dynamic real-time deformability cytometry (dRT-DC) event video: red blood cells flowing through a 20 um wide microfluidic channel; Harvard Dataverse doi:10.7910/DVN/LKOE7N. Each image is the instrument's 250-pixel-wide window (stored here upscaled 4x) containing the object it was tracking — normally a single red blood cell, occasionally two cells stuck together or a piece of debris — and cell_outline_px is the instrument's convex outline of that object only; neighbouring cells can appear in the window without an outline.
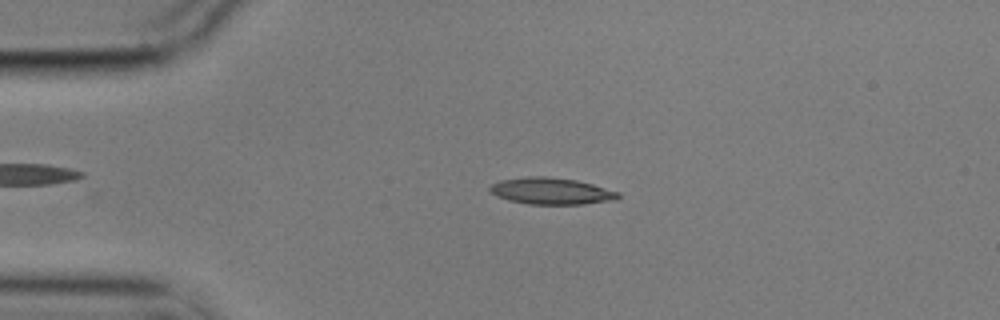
{"species": "common noctule bat (a hibernating species)", "species_latin": "Nyctalus noctula", "temperature_condition": "cold", "stored_images_in_passage": 43, "camera_frame_rate_fps": 3000, "um_per_image_px": 0.085, "animal": {"sex": "male", "body_mass_g": 17.9}, "frame": {"image": 1, "passage_image": 10, "time_ms": 3.0, "image_size_px": [1000, 320], "cell_outline_px": [[620, 196], [616, 200], [584, 204], [528, 204], [508, 200], [496, 196], [488, 188], [492, 184], [500, 180], [528, 176], [548, 176], [576, 180], [592, 184], [620, 192]], "centroid_in_image_um": [46.87, 16.24], "position_along_channel_um": 38.1, "area_um2": 20.0}}
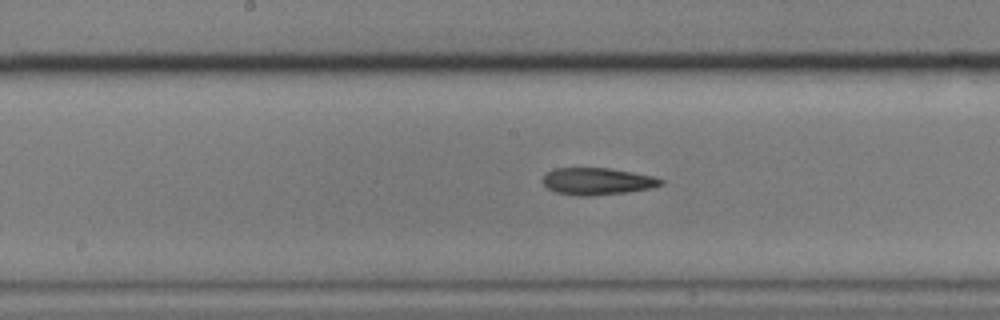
{"frame": {"image": 2, "passage_image": 26, "time_ms": 8.333, "image_size_px": [1000, 320], "cell_outline_px": [[664, 184], [652, 188], [628, 192], [592, 196], [576, 196], [556, 192], [548, 188], [540, 180], [552, 168], [612, 168], [656, 176], [664, 180]], "centroid_in_image_um": [50.81, 15.41], "position_along_channel_um": 197.4, "area_um2": 18.96}}
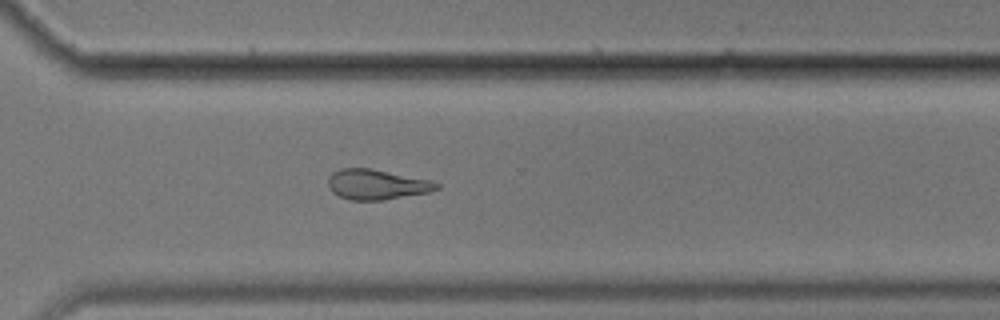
{"frame": {"image": 3, "passage_image": 38, "time_ms": 12.333, "image_size_px": [1000, 320], "cell_outline_px": [[440, 188], [428, 192], [384, 200], [348, 200], [332, 192], [328, 188], [328, 176], [332, 172], [340, 168], [372, 168], [428, 180], [440, 184]], "centroid_in_image_um": [31.97, 15.68], "position_along_channel_um": 338.6, "area_um2": 19.07}, "authors_computed_cell_mechanics": {"area_um2": 18.9584, "velocity_mm_per_s": 3.5388, "shape_relaxation_time_tau1_ms": null, "shape_relaxation_time_tau2_ms": 4.5356, "deformation_change_tau1": null, "deformation_change_tau2": 0.1424}}